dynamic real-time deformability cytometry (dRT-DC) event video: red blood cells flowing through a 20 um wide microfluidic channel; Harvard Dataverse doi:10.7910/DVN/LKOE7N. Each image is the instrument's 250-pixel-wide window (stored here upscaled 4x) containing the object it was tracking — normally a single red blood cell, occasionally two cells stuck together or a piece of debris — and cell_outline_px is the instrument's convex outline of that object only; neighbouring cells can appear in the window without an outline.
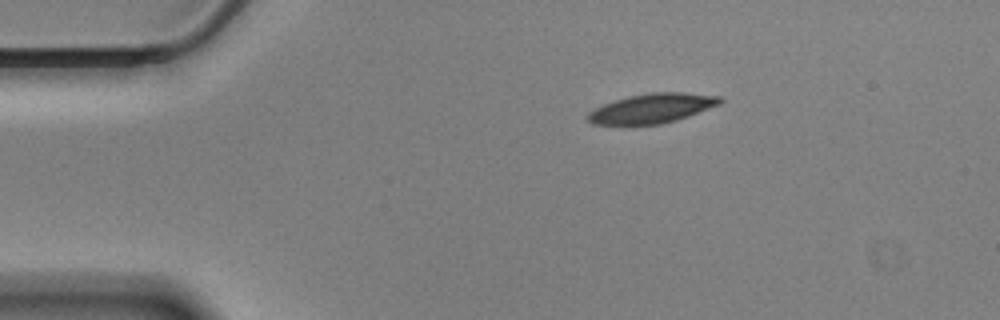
{"species": "Egyptian fruit bat (a non-hibernating species)", "species_latin": "Rousettus aegyptiacus", "temperature_condition": "cold", "stored_images_in_passage": 49, "camera_frame_rate_fps": 3000, "um_per_image_px": 0.085, "animal": {"sex": "male"}, "frame": {"image": 1, "passage_image": 1, "time_ms": 0.0, "image_size_px": [1000, 320], "cell_outline_px": [[724, 100], [720, 104], [688, 116], [676, 120], [660, 124], [592, 124], [584, 116], [588, 112], [604, 104], [628, 96], [652, 92], [684, 92], [720, 96]], "centroid_in_image_um": [55.43, 9.2], "position_along_channel_um": 29.6, "area_um2": 22.6}}
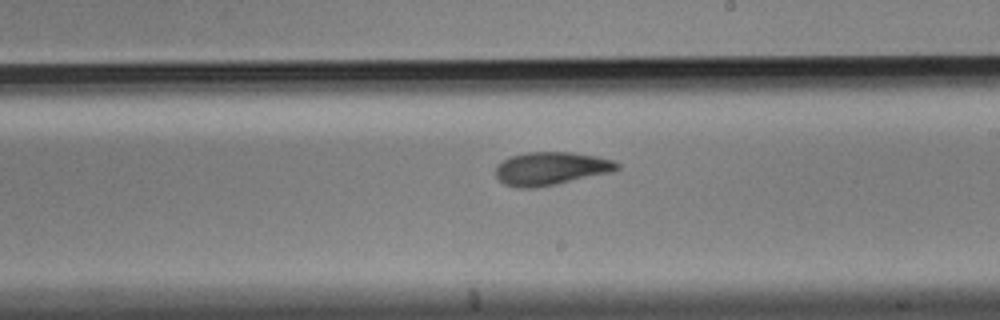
{"frame": {"image": 2, "passage_image": 24, "time_ms": 7.667, "image_size_px": [1000, 320], "cell_outline_px": [[620, 168], [612, 172], [556, 184], [536, 188], [516, 188], [504, 184], [496, 176], [496, 164], [512, 156], [528, 152], [572, 152], [596, 156], [612, 160], [620, 164]], "centroid_in_image_um": [46.83, 14.33], "position_along_channel_um": 242.2, "area_um2": 23.47}}
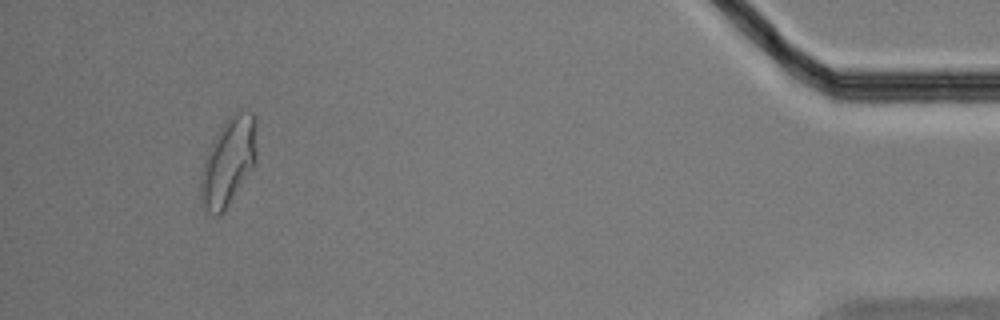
{"frame": {"image": 3, "passage_image": 45, "time_ms": 14.667, "image_size_px": [1000, 320], "cell_outline_px": [[256, 160], [224, 212], [220, 216], [216, 216], [208, 212], [204, 208], [200, 200], [200, 176], [204, 160], [224, 120], [232, 112], [252, 112], [256, 116]], "centroid_in_image_um": [19.4, 13.74], "position_along_channel_um": 415.8, "area_um2": 28.5}, "authors_computed_cell_mechanics": {"area_um2": 23.8136, "velocity_mm_per_s": 3.445, "shape_relaxation_time_tau1_ms": 5.0107, "shape_relaxation_time_tau2_ms": 3.7278, "deformation_change_tau1": 0.141, "deformation_change_tau2": 0.1034}}